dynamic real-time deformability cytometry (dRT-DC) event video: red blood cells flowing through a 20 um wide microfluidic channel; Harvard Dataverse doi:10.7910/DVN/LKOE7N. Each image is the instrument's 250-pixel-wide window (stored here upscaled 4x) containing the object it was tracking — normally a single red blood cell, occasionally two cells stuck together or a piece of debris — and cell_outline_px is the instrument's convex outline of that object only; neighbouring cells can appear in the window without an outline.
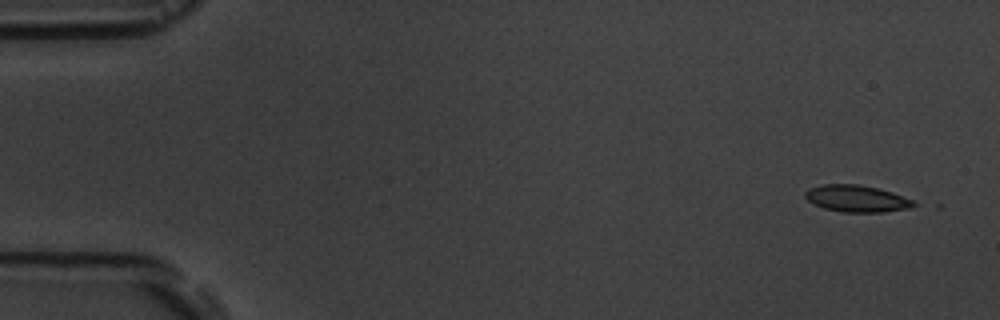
{"species": "common noctule bat (a hibernating species)", "species_latin": "Nyctalus noctula", "temperature_condition": "room temperature", "stored_images_in_passage": 5, "camera_frame_rate_fps": 3000, "um_per_image_px": 0.085, "animal": {"sex": "male", "body_mass_g": 19.5, "forearm_length_mm": 54.6}, "frame": {"image": 1, "passage_image": 1, "time_ms": 0.0, "image_size_px": [1000, 320], "cell_outline_px": [[920, 204], [912, 208], [884, 212], [840, 212], [824, 208], [808, 200], [804, 196], [804, 192], [808, 188], [824, 184], [856, 184], [876, 188], [892, 192], [916, 200]], "centroid_in_image_um": [72.89, 16.89], "position_along_channel_um": 12.1, "area_um2": 17.17}}